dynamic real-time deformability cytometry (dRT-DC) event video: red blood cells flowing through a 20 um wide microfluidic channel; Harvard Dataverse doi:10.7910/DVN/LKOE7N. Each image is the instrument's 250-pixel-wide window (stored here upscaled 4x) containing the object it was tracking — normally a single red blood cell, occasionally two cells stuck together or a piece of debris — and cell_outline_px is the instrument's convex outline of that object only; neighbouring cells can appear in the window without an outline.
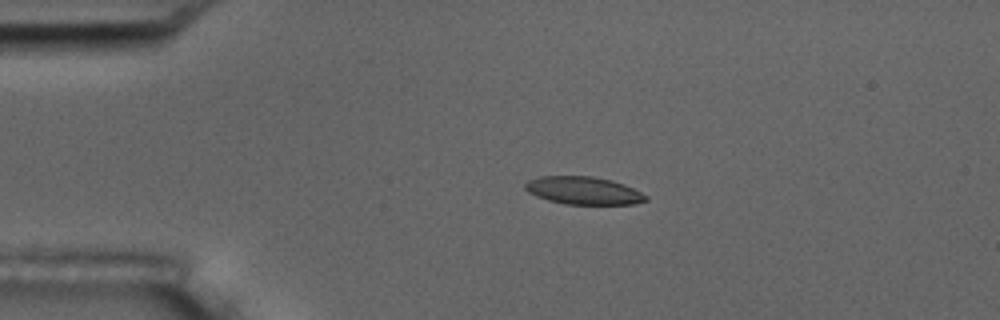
{"species": "common noctule bat (a hibernating species)", "species_latin": "Nyctalus noctula", "temperature_condition": "room temperature", "stored_images_in_passage": 5, "camera_frame_rate_fps": 3000, "um_per_image_px": 0.085, "animal": {"sex": "male", "body_mass_g": 17.5, "forearm_length_mm": 52.3}, "frame": {"image": 1, "passage_image": 4, "time_ms": 3.333, "image_size_px": [1000, 320], "cell_outline_px": [[648, 200], [632, 204], [564, 204], [548, 200], [536, 196], [528, 192], [524, 188], [524, 184], [528, 180], [540, 176], [592, 176], [612, 180], [624, 184], [648, 196]], "centroid_in_image_um": [49.57, 16.19], "position_along_channel_um": 35.4, "area_um2": 19.54}}